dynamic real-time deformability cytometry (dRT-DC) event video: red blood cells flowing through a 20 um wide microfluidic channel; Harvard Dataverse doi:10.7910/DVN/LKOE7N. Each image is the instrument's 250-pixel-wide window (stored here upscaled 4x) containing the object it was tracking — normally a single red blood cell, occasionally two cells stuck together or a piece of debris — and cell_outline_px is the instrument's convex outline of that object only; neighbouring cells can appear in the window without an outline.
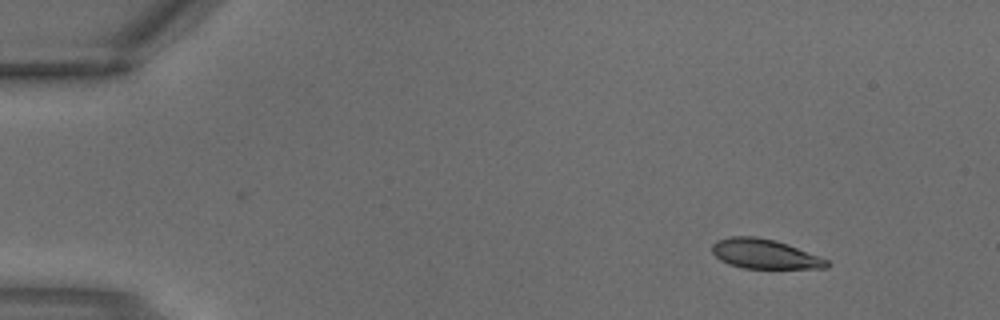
{"species": "common noctule bat (a hibernating species)", "species_latin": "Nyctalus noctula", "temperature_condition": "warm", "stored_images_in_passage": 3, "camera_frame_rate_fps": 3000, "um_per_image_px": 0.085, "animal": {"sex": "male", "body_mass_g": 18.8}, "frame": {"image": 1, "passage_image": 1, "time_ms": 0.0, "image_size_px": [1000, 320], "cell_outline_px": [[828, 268], [744, 268], [728, 264], [720, 260], [712, 252], [712, 244], [716, 240], [732, 236], [756, 236], [776, 240], [788, 244], [820, 256], [828, 260]], "centroid_in_image_um": [64.98, 21.57], "position_along_channel_um": 20.0, "area_um2": 19.83}}
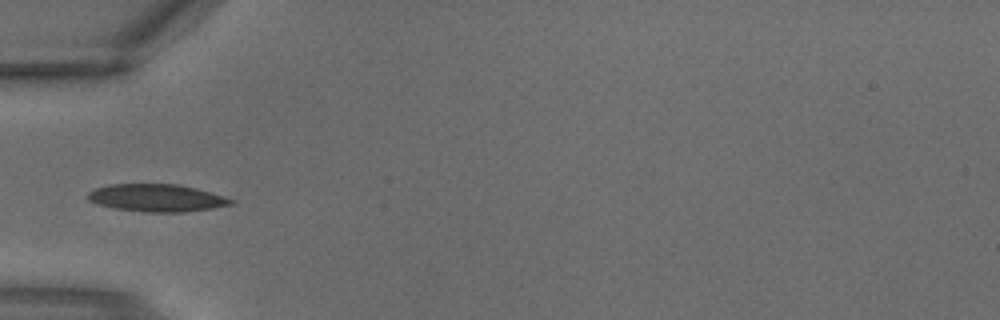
{"frame": {"image": 2, "passage_image": 3, "time_ms": 0.667, "image_size_px": [1000, 320], "cell_outline_px": [[236, 204], [212, 208], [184, 212], [144, 212], [116, 208], [96, 204], [88, 200], [88, 192], [96, 188], [108, 184], [180, 184], [196, 188], [224, 196], [236, 200]], "centroid_in_image_um": [13.35, 16.82], "position_along_channel_um": 71.6, "area_um2": 23.06}}